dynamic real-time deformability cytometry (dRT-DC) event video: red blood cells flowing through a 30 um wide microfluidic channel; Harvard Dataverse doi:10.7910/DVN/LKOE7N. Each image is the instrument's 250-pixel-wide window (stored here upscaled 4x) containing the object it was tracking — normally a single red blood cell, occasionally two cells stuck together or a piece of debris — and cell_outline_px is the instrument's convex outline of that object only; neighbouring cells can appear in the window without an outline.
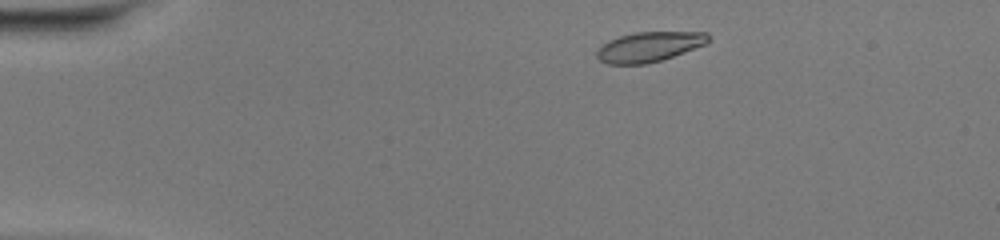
{"species": "common noctule bat (a hibernating species)", "species_latin": "Nyctalus noctula", "temperature_condition": "warm", "stored_images_in_passage": 44, "camera_frame_rate_fps": 3000, "um_per_image_px": 0.085, "animal": {"sex": "female", "body_mass_g": 20.0, "forearm_length_mm": 54.0}, "frame": {"image": 1, "passage_image": 4, "time_ms": 1.0, "image_size_px": [1000, 240], "cell_outline_px": [[712, 40], [708, 44], [660, 60], [644, 64], [608, 64], [600, 60], [596, 56], [596, 52], [608, 40], [620, 36], [636, 32], [708, 32]], "centroid_in_image_um": [55.23, 3.96], "position_along_channel_um": 29.8, "area_um2": 19.42}}
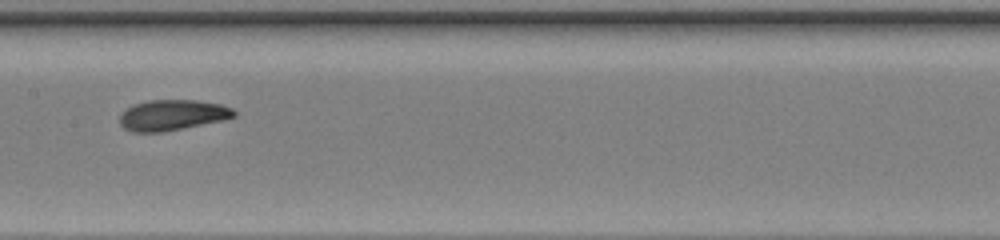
{"frame": {"image": 2, "passage_image": 21, "time_ms": 6.667, "image_size_px": [1000, 240], "cell_outline_px": [[236, 116], [224, 120], [160, 132], [132, 132], [124, 128], [120, 124], [120, 116], [132, 104], [148, 100], [196, 100], [220, 104], [232, 108], [236, 112]], "centroid_in_image_um": [14.65, 9.77], "position_along_channel_um": 192.7, "area_um2": 20.29}}
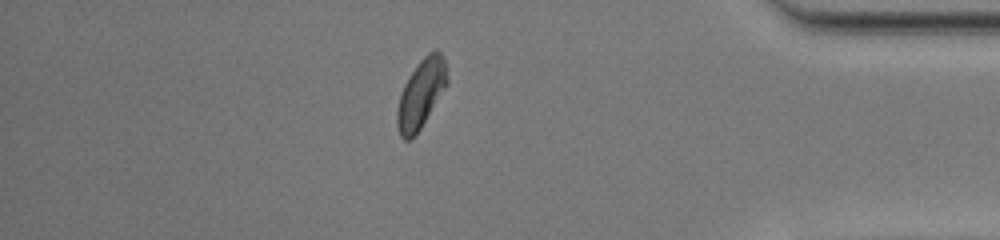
{"frame": {"image": 3, "passage_image": 38, "time_ms": 12.333, "image_size_px": [1000, 240], "cell_outline_px": [[448, 84], [420, 128], [408, 140], [404, 140], [400, 136], [396, 124], [396, 112], [400, 92], [408, 76], [420, 60], [428, 52], [436, 48], [444, 56], [448, 80]], "centroid_in_image_um": [35.78, 7.92], "position_along_channel_um": 399.4, "area_um2": 20.06}, "authors_computed_cell_mechanics": {"area_um2": 20.1144, "velocity_mm_per_s": 4.1849, "shape_relaxation_time_tau1_ms": 5.5829, "shape_relaxation_time_tau2_ms": 1.4734, "deformation_change_tau1": 0.1791, "deformation_change_tau2": 0.0648}}